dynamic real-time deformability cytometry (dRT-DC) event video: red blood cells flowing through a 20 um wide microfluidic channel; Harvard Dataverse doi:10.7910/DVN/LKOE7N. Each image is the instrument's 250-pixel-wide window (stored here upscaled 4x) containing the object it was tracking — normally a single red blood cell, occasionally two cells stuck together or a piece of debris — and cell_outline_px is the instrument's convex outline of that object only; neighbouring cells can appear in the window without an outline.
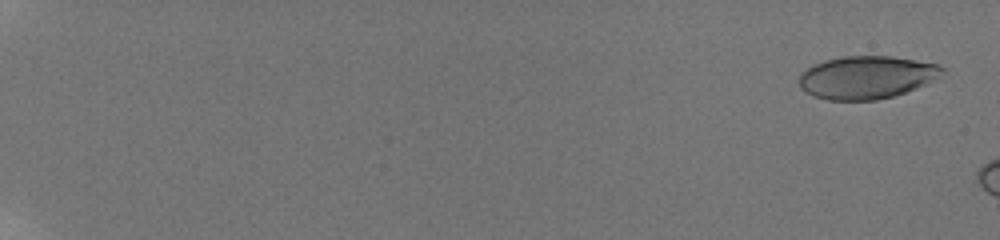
{"species": "human", "species_latin": "Homo sapiens", "temperature_condition": "room temperature", "stored_images_in_passage": 12, "camera_frame_rate_fps": 3000, "um_per_image_px": 0.085, "donor": {"sex": "male"}, "frame": {"image": 1, "passage_image": 3, "time_ms": 0.667, "image_size_px": [1000, 240], "cell_outline_px": [[948, 72], [928, 84], [892, 96], [876, 100], [828, 100], [812, 96], [804, 92], [800, 88], [800, 76], [808, 68], [824, 60], [844, 56], [892, 56], [936, 64], [944, 68]], "centroid_in_image_um": [73.69, 6.58], "position_along_channel_um": 11.3, "area_um2": 35.78}}